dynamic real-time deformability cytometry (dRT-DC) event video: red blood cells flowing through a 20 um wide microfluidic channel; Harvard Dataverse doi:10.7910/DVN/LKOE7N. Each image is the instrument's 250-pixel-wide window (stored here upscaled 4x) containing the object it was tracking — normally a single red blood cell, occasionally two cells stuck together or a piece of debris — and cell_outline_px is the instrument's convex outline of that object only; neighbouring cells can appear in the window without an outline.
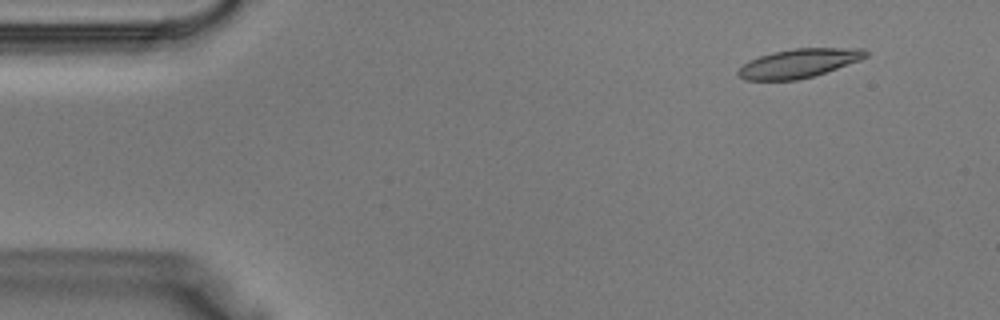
{"species": "Egyptian fruit bat (a non-hibernating species)", "species_latin": "Rousettus aegyptiacus", "temperature_condition": "warm", "stored_images_in_passage": 37, "camera_frame_rate_fps": 3000, "um_per_image_px": 0.085, "animal": {"sex": "male"}, "frame": {"image": 1, "passage_image": 2, "time_ms": 0.333, "image_size_px": [1000, 320], "cell_outline_px": [[868, 56], [860, 60], [812, 76], [796, 80], [744, 80], [736, 72], [748, 60], [772, 52], [792, 48], [864, 48], [868, 52]], "centroid_in_image_um": [67.89, 5.36], "position_along_channel_um": 17.1, "area_um2": 21.33}}
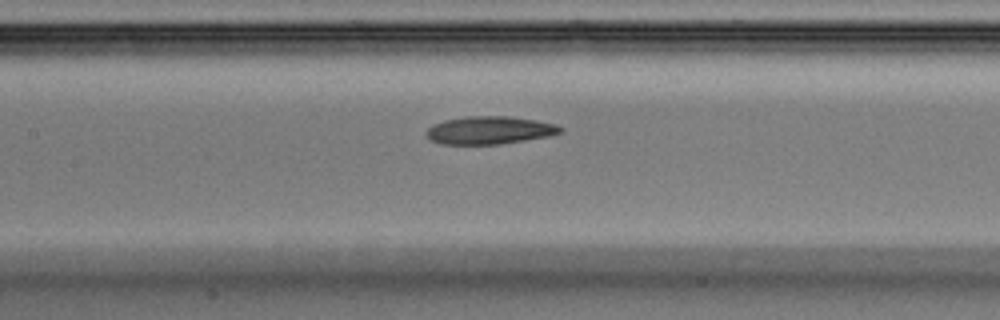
{"frame": {"image": 2, "passage_image": 16, "time_ms": 5.0, "image_size_px": [1000, 320], "cell_outline_px": [[564, 132], [548, 136], [500, 144], [440, 144], [432, 140], [424, 132], [432, 124], [444, 120], [468, 116], [508, 116], [536, 120], [556, 124], [564, 128]], "centroid_in_image_um": [41.62, 11.06], "position_along_channel_um": 165.8, "area_um2": 21.79}}
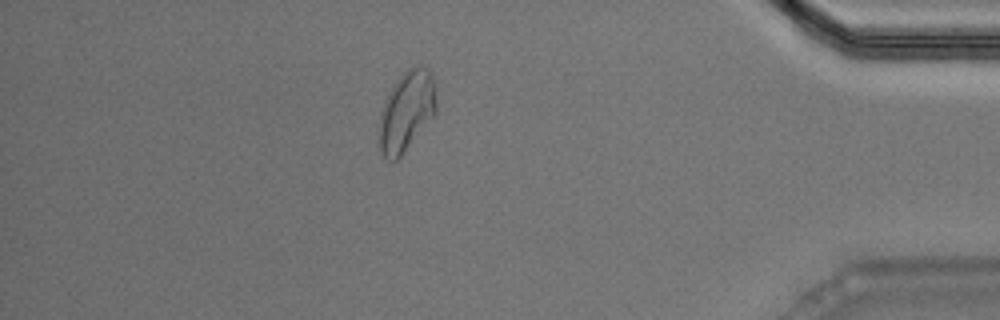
{"frame": {"image": 3, "passage_image": 32, "time_ms": 10.333, "image_size_px": [1000, 320], "cell_outline_px": [[436, 112], [400, 156], [396, 160], [392, 160], [384, 156], [380, 148], [380, 112], [384, 100], [388, 92], [396, 80], [408, 68], [420, 64], [424, 64], [432, 72], [436, 84]], "centroid_in_image_um": [34.58, 9.35], "position_along_channel_um": 400.6, "area_um2": 26.59}}